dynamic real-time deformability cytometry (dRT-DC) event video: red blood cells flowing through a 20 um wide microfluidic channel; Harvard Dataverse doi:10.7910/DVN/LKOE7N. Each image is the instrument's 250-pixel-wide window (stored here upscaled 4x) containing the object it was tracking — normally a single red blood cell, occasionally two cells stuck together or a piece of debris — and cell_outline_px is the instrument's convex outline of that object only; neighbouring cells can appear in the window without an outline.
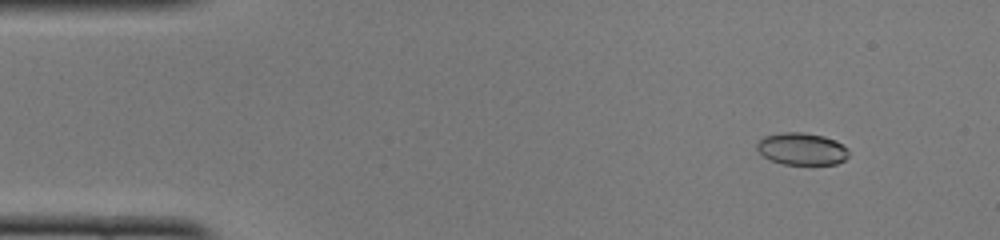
{"species": "common noctule bat (a hibernating species)", "species_latin": "Nyctalus noctula", "temperature_condition": "cold", "stored_images_in_passage": 49, "camera_frame_rate_fps": 3000, "um_per_image_px": 0.085, "animal": {"sex": "female", "body_mass_g": 22.0, "forearm_length_mm": 56.7}, "frame": {"image": 1, "passage_image": 5, "time_ms": 1.333, "image_size_px": [1000, 240], "cell_outline_px": [[848, 156], [844, 160], [836, 164], [784, 164], [772, 160], [764, 156], [756, 148], [756, 144], [764, 136], [784, 132], [800, 132], [824, 136], [836, 140], [848, 148]], "centroid_in_image_um": [68.17, 12.65], "position_along_channel_um": 16.8, "area_um2": 17.11}}
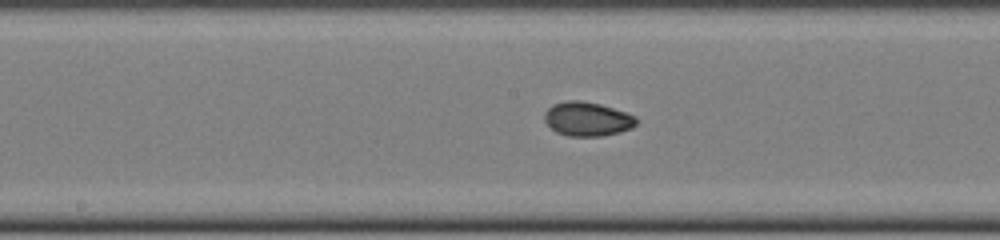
{"frame": {"image": 2, "passage_image": 25, "time_ms": 8.0, "image_size_px": [1000, 240], "cell_outline_px": [[636, 124], [632, 128], [620, 132], [600, 136], [568, 136], [556, 132], [544, 120], [544, 112], [552, 104], [568, 100], [580, 100], [600, 104], [636, 116]], "centroid_in_image_um": [49.9, 10.11], "position_along_channel_um": 198.3, "area_um2": 18.21}}
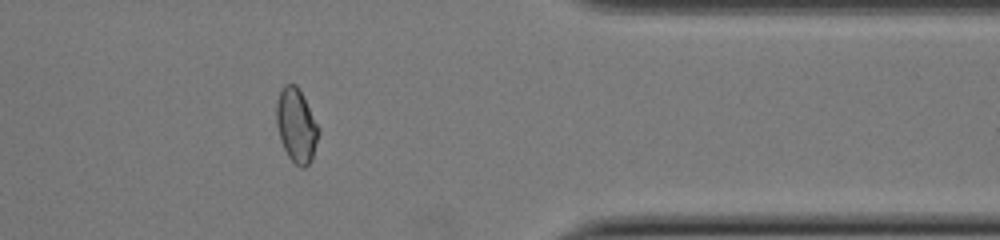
{"frame": {"image": 3, "passage_image": 40, "time_ms": 13.0, "image_size_px": [1000, 240], "cell_outline_px": [[320, 132], [312, 160], [304, 168], [300, 168], [288, 156], [280, 140], [276, 124], [276, 100], [284, 84], [296, 84], [320, 128]], "centroid_in_image_um": [25.19, 10.68], "position_along_channel_um": 386.2, "area_um2": 18.21}, "authors_computed_cell_mechanics": {"area_um2": 17.918, "velocity_mm_per_s": 4.1031, "shape_relaxation_time_tau1_ms": null, "shape_relaxation_time_tau2_ms": 2.3687, "deformation_change_tau1": null, "deformation_change_tau2": 0.0489}}